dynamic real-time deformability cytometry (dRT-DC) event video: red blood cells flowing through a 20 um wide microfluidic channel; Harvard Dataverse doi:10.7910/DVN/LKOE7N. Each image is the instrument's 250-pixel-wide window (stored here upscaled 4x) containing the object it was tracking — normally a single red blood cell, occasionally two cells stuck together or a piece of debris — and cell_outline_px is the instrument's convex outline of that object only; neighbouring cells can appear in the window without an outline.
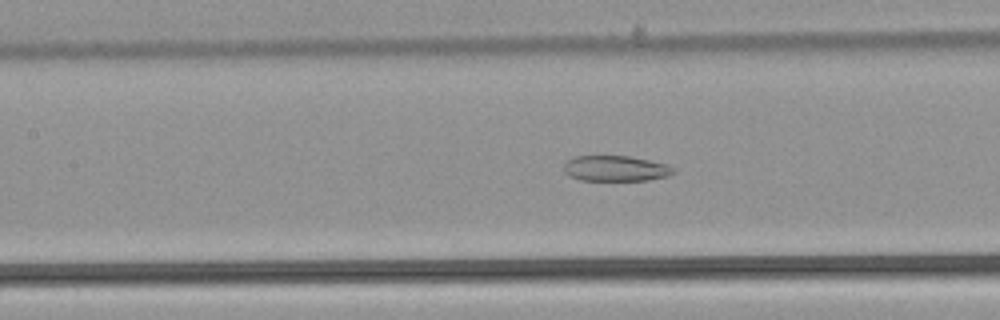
{"species": "common noctule bat (a hibernating species)", "species_latin": "Nyctalus noctula", "temperature_condition": "warm", "stored_images_in_passage": 45, "camera_frame_rate_fps": 3000, "um_per_image_px": 0.085, "animal": {"sex": "male", "body_mass_g": 21.5, "forearm_length_mm": 52.0}, "frame": {"image": 1, "passage_image": 18, "time_ms": 5.667, "image_size_px": [1000, 320], "cell_outline_px": [[676, 172], [668, 176], [648, 180], [580, 180], [568, 176], [564, 172], [564, 164], [568, 160], [576, 156], [628, 156], [668, 164], [676, 168]], "centroid_in_image_um": [52.35, 14.32], "position_along_channel_um": 155.0, "area_um2": 16.42}}
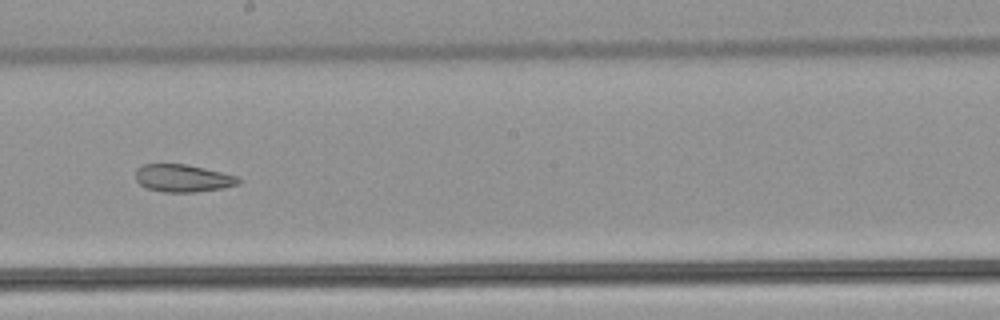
{"frame": {"image": 2, "passage_image": 24, "time_ms": 7.667, "image_size_px": [1000, 320], "cell_outline_px": [[244, 180], [240, 184], [220, 188], [196, 192], [164, 192], [148, 188], [140, 184], [136, 180], [136, 168], [144, 164], [184, 164], [204, 168], [240, 176]], "centroid_in_image_um": [15.59, 15.14], "position_along_channel_um": 232.6, "area_um2": 16.59}}
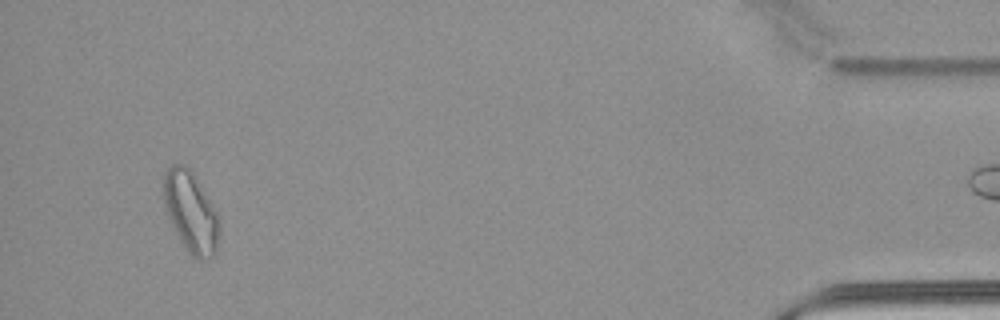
{"frame": {"image": 3, "passage_image": 44, "time_ms": 14.333, "image_size_px": [1000, 320], "cell_outline_px": [[220, 232], [216, 252], [212, 256], [204, 260], [200, 260], [192, 256], [188, 252], [168, 220], [164, 204], [164, 172], [172, 164], [184, 164], [192, 172], [200, 184], [216, 212], [220, 224]], "centroid_in_image_um": [16.22, 18.04], "position_along_channel_um": 419.0, "area_um2": 26.13}}